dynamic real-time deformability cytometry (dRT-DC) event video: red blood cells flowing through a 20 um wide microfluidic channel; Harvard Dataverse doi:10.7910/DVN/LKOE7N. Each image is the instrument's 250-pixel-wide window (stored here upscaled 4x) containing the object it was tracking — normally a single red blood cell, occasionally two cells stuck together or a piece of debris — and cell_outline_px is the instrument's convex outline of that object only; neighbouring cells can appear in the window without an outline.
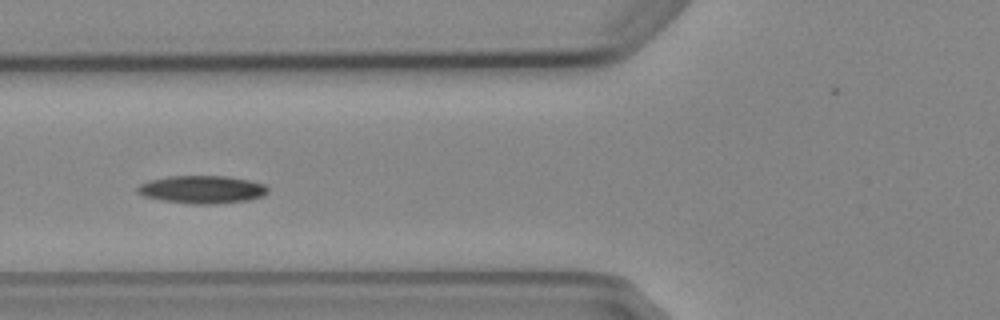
{"species": "Egyptian fruit bat (a non-hibernating species)", "species_latin": "Rousettus aegyptiacus", "temperature_condition": "cold", "stored_images_in_passage": 10, "camera_frame_rate_fps": 3000, "um_per_image_px": 0.085, "animal": {"sex": "female"}, "frame": {"image": 1, "passage_image": 6, "time_ms": 6.667, "image_size_px": [1000, 320], "cell_outline_px": [[268, 192], [264, 196], [248, 200], [212, 204], [192, 204], [164, 200], [144, 196], [136, 192], [136, 188], [140, 184], [148, 180], [168, 176], [228, 176], [248, 180], [264, 184], [268, 188]], "centroid_in_image_um": [17.17, 16.1], "position_along_channel_um": 108.6, "area_um2": 21.15}}
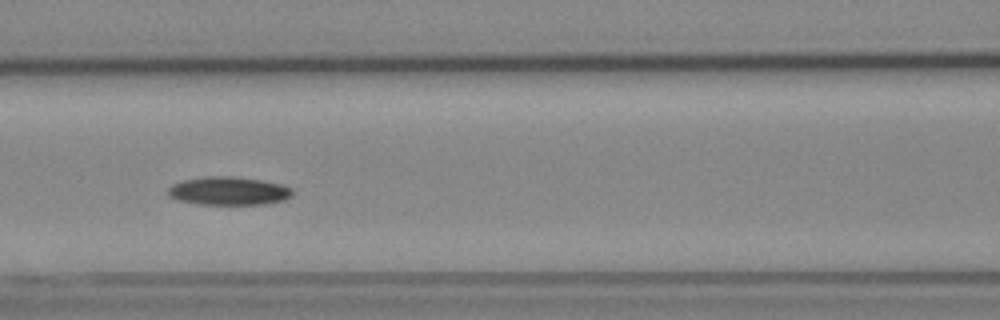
{"frame": {"image": 2, "passage_image": 7, "time_ms": 7.667, "image_size_px": [1000, 320], "cell_outline_px": [[292, 196], [284, 200], [264, 204], [196, 204], [176, 200], [168, 196], [168, 188], [172, 184], [184, 180], [204, 176], [232, 176], [260, 180], [280, 184], [292, 188]], "centroid_in_image_um": [19.4, 16.23], "position_along_channel_um": 147.2, "area_um2": 20.58}}